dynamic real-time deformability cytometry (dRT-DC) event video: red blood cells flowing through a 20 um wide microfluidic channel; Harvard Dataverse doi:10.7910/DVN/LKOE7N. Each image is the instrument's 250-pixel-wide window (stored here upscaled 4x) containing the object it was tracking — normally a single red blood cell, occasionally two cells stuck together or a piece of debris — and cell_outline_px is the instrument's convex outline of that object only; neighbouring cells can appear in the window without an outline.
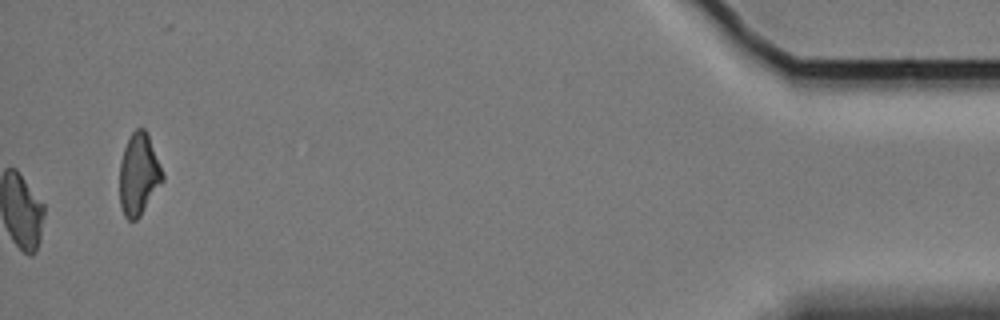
{"species": "Egyptian fruit bat (a non-hibernating species)", "species_latin": "Rousettus aegyptiacus", "temperature_condition": "cold", "stored_images_in_passage": 60, "camera_frame_rate_fps": 3000, "um_per_image_px": 0.085, "animal": {"sex": "female"}, "frame": {"image": 1, "passage_image": 60, "time_ms": 19.667, "image_size_px": [1000, 320], "cell_outline_px": [[164, 180], [140, 216], [136, 220], [128, 220], [124, 216], [120, 204], [120, 160], [124, 148], [132, 132], [136, 128], [144, 128], [148, 132], [164, 176]], "centroid_in_image_um": [11.79, 14.81], "position_along_channel_um": 423.4, "area_um2": 20.46}, "authors_computed_cell_mechanics": {"area_um2": 20.6635, "velocity_mm_per_s": 3.3792, "shape_relaxation_time_tau1_ms": 11.1595, "shape_relaxation_time_tau2_ms": 4.7295, "deformation_change_tau1": 0.1584, "deformation_change_tau2": 0.1173}}